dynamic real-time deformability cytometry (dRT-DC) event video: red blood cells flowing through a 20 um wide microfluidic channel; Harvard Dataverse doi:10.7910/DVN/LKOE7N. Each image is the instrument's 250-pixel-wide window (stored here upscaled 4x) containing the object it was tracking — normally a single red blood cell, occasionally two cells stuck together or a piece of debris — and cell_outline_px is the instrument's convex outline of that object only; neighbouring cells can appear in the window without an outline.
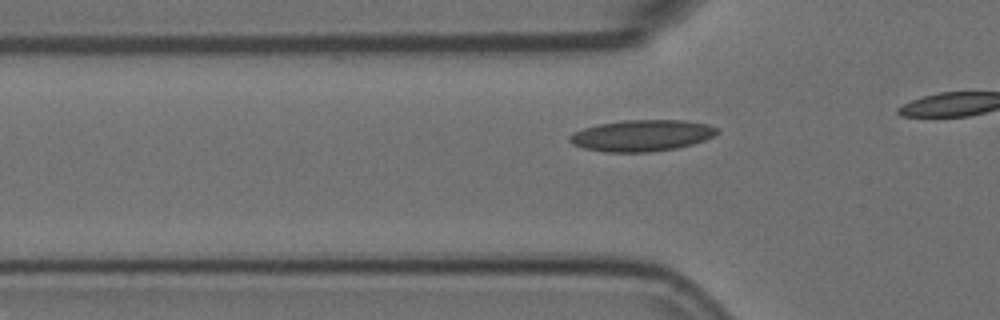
{"species": "Egyptian fruit bat (a non-hibernating species)", "species_latin": "Rousettus aegyptiacus", "temperature_condition": "room temperature", "stored_images_in_passage": 21, "camera_frame_rate_fps": 3000, "um_per_image_px": 0.085, "animal": {"sex": "female"}, "frame": {"image": 1, "passage_image": 15, "time_ms": 4.667, "image_size_px": [1000, 320], "cell_outline_px": [[720, 132], [716, 136], [692, 144], [676, 148], [648, 152], [604, 152], [584, 148], [572, 144], [568, 140], [568, 136], [584, 128], [600, 124], [624, 120], [684, 120], [708, 124], [716, 128]], "centroid_in_image_um": [54.58, 11.52], "position_along_channel_um": 71.2, "area_um2": 26.93}}
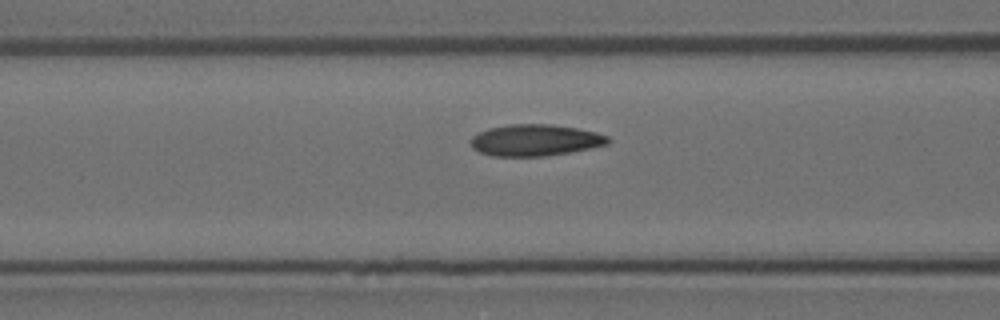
{"frame": {"image": 2, "passage_image": 19, "time_ms": 6.0, "image_size_px": [1000, 320], "cell_outline_px": [[612, 140], [608, 144], [568, 152], [544, 156], [492, 156], [480, 152], [472, 148], [468, 140], [472, 136], [488, 128], [512, 124], [552, 124], [576, 128], [596, 132], [608, 136]], "centroid_in_image_um": [45.46, 11.91], "position_along_channel_um": 121.1, "area_um2": 25.2}}